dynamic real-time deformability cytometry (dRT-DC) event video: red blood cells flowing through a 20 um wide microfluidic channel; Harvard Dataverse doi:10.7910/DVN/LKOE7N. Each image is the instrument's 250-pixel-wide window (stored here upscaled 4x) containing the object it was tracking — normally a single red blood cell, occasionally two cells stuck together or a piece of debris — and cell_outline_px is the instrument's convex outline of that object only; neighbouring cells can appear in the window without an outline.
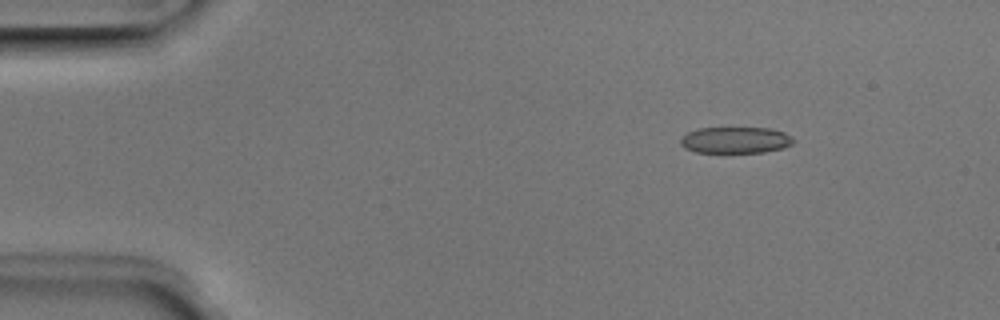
{"species": "Egyptian fruit bat (a non-hibernating species)", "species_latin": "Rousettus aegyptiacus", "temperature_condition": "room temperature", "stored_images_in_passage": 4, "segment_of_instrument_passage": [1, 2], "camera_frame_rate_fps": 3000, "um_per_image_px": 0.085, "animal": {"sex": "male"}, "frame": {"image": 1, "passage_image": 1, "time_ms": 0.0, "image_size_px": [1000, 320], "cell_outline_px": [[796, 140], [792, 144], [784, 148], [764, 152], [696, 152], [684, 148], [680, 144], [680, 140], [688, 132], [696, 128], [768, 128], [784, 132], [792, 136]], "centroid_in_image_um": [62.54, 11.9], "position_along_channel_um": 22.5, "area_um2": 17.4}}